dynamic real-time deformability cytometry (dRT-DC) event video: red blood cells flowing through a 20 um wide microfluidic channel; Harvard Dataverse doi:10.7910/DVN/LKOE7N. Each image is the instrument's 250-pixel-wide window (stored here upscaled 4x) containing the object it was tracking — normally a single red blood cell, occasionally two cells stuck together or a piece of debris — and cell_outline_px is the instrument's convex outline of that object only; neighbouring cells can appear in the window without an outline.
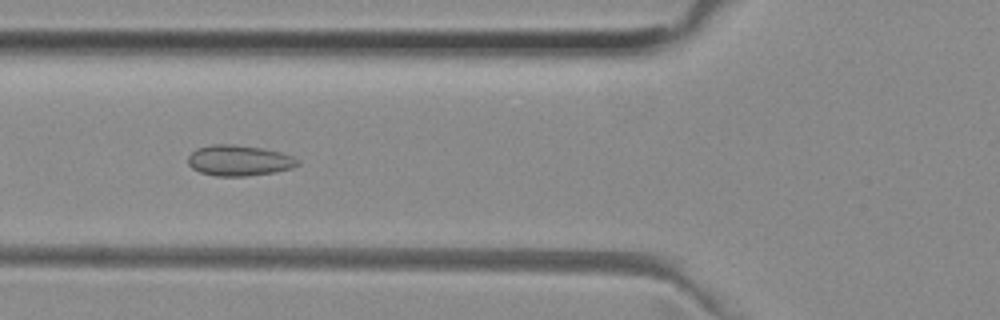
{"species": "common noctule bat (a hibernating species)", "species_latin": "Nyctalus noctula", "temperature_condition": "room temperature", "stored_images_in_passage": 46, "camera_frame_rate_fps": 3000, "um_per_image_px": 0.085, "animal": {"sex": "female", "body_mass_g": 29.2, "forearm_length_mm": 56.3}, "frame": {"image": 1, "passage_image": 14, "time_ms": 4.333, "image_size_px": [1000, 320], "cell_outline_px": [[300, 164], [292, 168], [276, 172], [248, 176], [216, 176], [200, 172], [192, 168], [188, 164], [188, 156], [196, 148], [212, 144], [232, 144], [260, 148], [280, 152], [292, 156]], "centroid_in_image_um": [20.29, 13.65], "position_along_channel_um": 105.5, "area_um2": 19.59}}
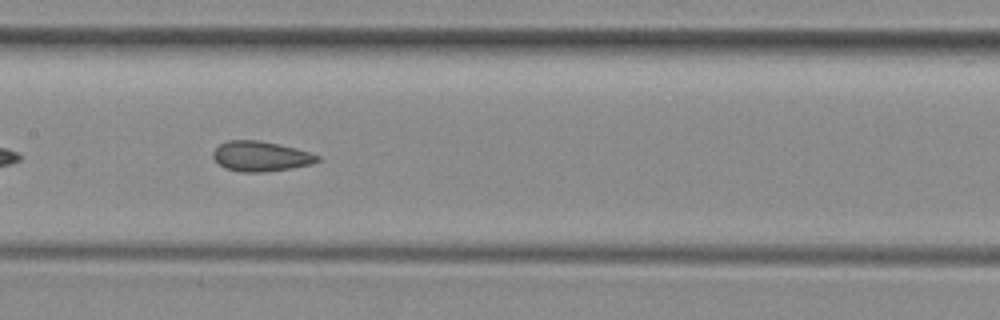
{"frame": {"image": 2, "passage_image": 20, "time_ms": 6.333, "image_size_px": [1000, 320], "cell_outline_px": [[320, 160], [312, 164], [264, 172], [244, 172], [224, 168], [212, 156], [212, 152], [220, 144], [228, 140], [260, 140], [308, 152], [320, 156]], "centroid_in_image_um": [22.13, 13.28], "position_along_channel_um": 185.3, "area_um2": 17.98}}
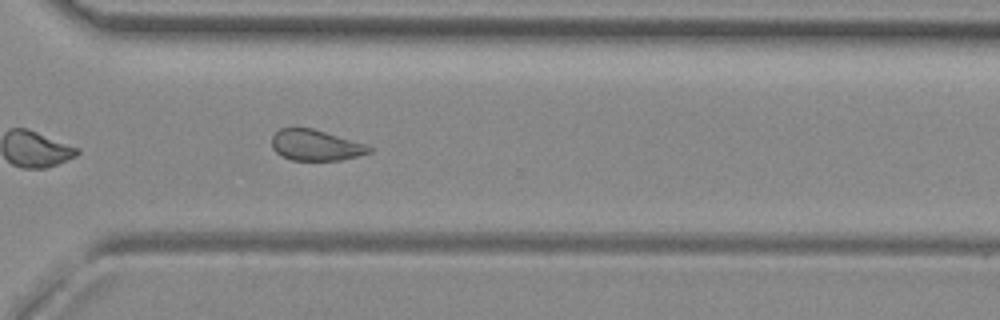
{"frame": {"image": 3, "passage_image": 32, "time_ms": 10.333, "image_size_px": [1000, 320], "cell_outline_px": [[372, 152], [340, 160], [292, 160], [276, 152], [272, 148], [272, 136], [280, 128], [312, 128], [364, 144], [372, 148]], "centroid_in_image_um": [26.8, 12.34], "position_along_channel_um": 343.8, "area_um2": 17.17}, "authors_computed_cell_mechanics": {"area_um2": 18.4671, "velocity_mm_per_s": 3.9791, "shape_relaxation_time_tau1_ms": null, "shape_relaxation_time_tau2_ms": 1.0836, "deformation_change_tau1": null, "deformation_change_tau2": 0.0557}}